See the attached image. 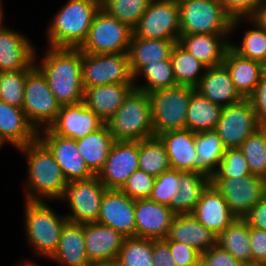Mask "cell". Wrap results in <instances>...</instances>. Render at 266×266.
Here are the masks:
<instances>
[{
	"label": "cell",
	"instance_id": "1",
	"mask_svg": "<svg viewBox=\"0 0 266 266\" xmlns=\"http://www.w3.org/2000/svg\"><path fill=\"white\" fill-rule=\"evenodd\" d=\"M41 62L34 64L45 76L58 103L76 104L83 101L82 52L78 48H45Z\"/></svg>",
	"mask_w": 266,
	"mask_h": 266
},
{
	"label": "cell",
	"instance_id": "2",
	"mask_svg": "<svg viewBox=\"0 0 266 266\" xmlns=\"http://www.w3.org/2000/svg\"><path fill=\"white\" fill-rule=\"evenodd\" d=\"M18 150L26 155L27 159L24 200H59L68 182L48 147L37 137Z\"/></svg>",
	"mask_w": 266,
	"mask_h": 266
},
{
	"label": "cell",
	"instance_id": "3",
	"mask_svg": "<svg viewBox=\"0 0 266 266\" xmlns=\"http://www.w3.org/2000/svg\"><path fill=\"white\" fill-rule=\"evenodd\" d=\"M100 8L99 0H69L47 25L48 47L79 48Z\"/></svg>",
	"mask_w": 266,
	"mask_h": 266
},
{
	"label": "cell",
	"instance_id": "4",
	"mask_svg": "<svg viewBox=\"0 0 266 266\" xmlns=\"http://www.w3.org/2000/svg\"><path fill=\"white\" fill-rule=\"evenodd\" d=\"M45 201H25L24 231L27 242L37 256L49 259L56 251L65 215H59Z\"/></svg>",
	"mask_w": 266,
	"mask_h": 266
},
{
	"label": "cell",
	"instance_id": "5",
	"mask_svg": "<svg viewBox=\"0 0 266 266\" xmlns=\"http://www.w3.org/2000/svg\"><path fill=\"white\" fill-rule=\"evenodd\" d=\"M115 141L139 142L154 136L148 94L134 88L105 123Z\"/></svg>",
	"mask_w": 266,
	"mask_h": 266
},
{
	"label": "cell",
	"instance_id": "6",
	"mask_svg": "<svg viewBox=\"0 0 266 266\" xmlns=\"http://www.w3.org/2000/svg\"><path fill=\"white\" fill-rule=\"evenodd\" d=\"M180 35L231 34L233 19L221 0H178Z\"/></svg>",
	"mask_w": 266,
	"mask_h": 266
},
{
	"label": "cell",
	"instance_id": "7",
	"mask_svg": "<svg viewBox=\"0 0 266 266\" xmlns=\"http://www.w3.org/2000/svg\"><path fill=\"white\" fill-rule=\"evenodd\" d=\"M194 87L176 85L148 93L154 136L186 129V116Z\"/></svg>",
	"mask_w": 266,
	"mask_h": 266
},
{
	"label": "cell",
	"instance_id": "8",
	"mask_svg": "<svg viewBox=\"0 0 266 266\" xmlns=\"http://www.w3.org/2000/svg\"><path fill=\"white\" fill-rule=\"evenodd\" d=\"M132 35V28L100 8L93 19L86 40L78 49L88 54L126 53Z\"/></svg>",
	"mask_w": 266,
	"mask_h": 266
},
{
	"label": "cell",
	"instance_id": "9",
	"mask_svg": "<svg viewBox=\"0 0 266 266\" xmlns=\"http://www.w3.org/2000/svg\"><path fill=\"white\" fill-rule=\"evenodd\" d=\"M60 107L45 76L35 66L27 74L25 82L22 109L28 122L37 132L48 128L56 119Z\"/></svg>",
	"mask_w": 266,
	"mask_h": 266
},
{
	"label": "cell",
	"instance_id": "10",
	"mask_svg": "<svg viewBox=\"0 0 266 266\" xmlns=\"http://www.w3.org/2000/svg\"><path fill=\"white\" fill-rule=\"evenodd\" d=\"M82 81L84 87L134 84L128 52L116 54L82 52Z\"/></svg>",
	"mask_w": 266,
	"mask_h": 266
},
{
	"label": "cell",
	"instance_id": "11",
	"mask_svg": "<svg viewBox=\"0 0 266 266\" xmlns=\"http://www.w3.org/2000/svg\"><path fill=\"white\" fill-rule=\"evenodd\" d=\"M106 190L96 175L86 180L69 181L59 199L68 203L71 211L65 215L68 221L80 224L97 222Z\"/></svg>",
	"mask_w": 266,
	"mask_h": 266
},
{
	"label": "cell",
	"instance_id": "12",
	"mask_svg": "<svg viewBox=\"0 0 266 266\" xmlns=\"http://www.w3.org/2000/svg\"><path fill=\"white\" fill-rule=\"evenodd\" d=\"M179 18L178 0H151L133 29V34L144 39L173 40L178 43Z\"/></svg>",
	"mask_w": 266,
	"mask_h": 266
},
{
	"label": "cell",
	"instance_id": "13",
	"mask_svg": "<svg viewBox=\"0 0 266 266\" xmlns=\"http://www.w3.org/2000/svg\"><path fill=\"white\" fill-rule=\"evenodd\" d=\"M261 126L250 101L243 98L235 104L222 107L215 131L226 149L239 148Z\"/></svg>",
	"mask_w": 266,
	"mask_h": 266
},
{
	"label": "cell",
	"instance_id": "14",
	"mask_svg": "<svg viewBox=\"0 0 266 266\" xmlns=\"http://www.w3.org/2000/svg\"><path fill=\"white\" fill-rule=\"evenodd\" d=\"M231 212L237 218H244L266 195V186L260 176L247 175L231 179H211Z\"/></svg>",
	"mask_w": 266,
	"mask_h": 266
},
{
	"label": "cell",
	"instance_id": "15",
	"mask_svg": "<svg viewBox=\"0 0 266 266\" xmlns=\"http://www.w3.org/2000/svg\"><path fill=\"white\" fill-rule=\"evenodd\" d=\"M139 142L115 141L103 168L96 175L107 189L120 190L139 169Z\"/></svg>",
	"mask_w": 266,
	"mask_h": 266
},
{
	"label": "cell",
	"instance_id": "16",
	"mask_svg": "<svg viewBox=\"0 0 266 266\" xmlns=\"http://www.w3.org/2000/svg\"><path fill=\"white\" fill-rule=\"evenodd\" d=\"M38 138L52 152L67 182L86 180L94 176L80 155L76 140L58 136L49 128L38 131Z\"/></svg>",
	"mask_w": 266,
	"mask_h": 266
},
{
	"label": "cell",
	"instance_id": "17",
	"mask_svg": "<svg viewBox=\"0 0 266 266\" xmlns=\"http://www.w3.org/2000/svg\"><path fill=\"white\" fill-rule=\"evenodd\" d=\"M136 200L118 189H107L97 222L109 226L127 237H136Z\"/></svg>",
	"mask_w": 266,
	"mask_h": 266
},
{
	"label": "cell",
	"instance_id": "18",
	"mask_svg": "<svg viewBox=\"0 0 266 266\" xmlns=\"http://www.w3.org/2000/svg\"><path fill=\"white\" fill-rule=\"evenodd\" d=\"M104 124L105 122L82 101L62 105L56 119L48 128L58 136L77 140L97 131Z\"/></svg>",
	"mask_w": 266,
	"mask_h": 266
},
{
	"label": "cell",
	"instance_id": "19",
	"mask_svg": "<svg viewBox=\"0 0 266 266\" xmlns=\"http://www.w3.org/2000/svg\"><path fill=\"white\" fill-rule=\"evenodd\" d=\"M175 213L150 198L137 199L135 205L136 237L166 239Z\"/></svg>",
	"mask_w": 266,
	"mask_h": 266
},
{
	"label": "cell",
	"instance_id": "20",
	"mask_svg": "<svg viewBox=\"0 0 266 266\" xmlns=\"http://www.w3.org/2000/svg\"><path fill=\"white\" fill-rule=\"evenodd\" d=\"M36 52L24 34L9 27L0 31V72L27 70Z\"/></svg>",
	"mask_w": 266,
	"mask_h": 266
},
{
	"label": "cell",
	"instance_id": "21",
	"mask_svg": "<svg viewBox=\"0 0 266 266\" xmlns=\"http://www.w3.org/2000/svg\"><path fill=\"white\" fill-rule=\"evenodd\" d=\"M192 215L217 236L237 219L212 183L203 191Z\"/></svg>",
	"mask_w": 266,
	"mask_h": 266
},
{
	"label": "cell",
	"instance_id": "22",
	"mask_svg": "<svg viewBox=\"0 0 266 266\" xmlns=\"http://www.w3.org/2000/svg\"><path fill=\"white\" fill-rule=\"evenodd\" d=\"M85 248L89 261L116 260L125 236L98 222L84 224Z\"/></svg>",
	"mask_w": 266,
	"mask_h": 266
},
{
	"label": "cell",
	"instance_id": "23",
	"mask_svg": "<svg viewBox=\"0 0 266 266\" xmlns=\"http://www.w3.org/2000/svg\"><path fill=\"white\" fill-rule=\"evenodd\" d=\"M231 34L180 35L178 44L207 68L223 64ZM229 37V38H228Z\"/></svg>",
	"mask_w": 266,
	"mask_h": 266
},
{
	"label": "cell",
	"instance_id": "24",
	"mask_svg": "<svg viewBox=\"0 0 266 266\" xmlns=\"http://www.w3.org/2000/svg\"><path fill=\"white\" fill-rule=\"evenodd\" d=\"M195 90L221 107L235 104L243 99L224 64L206 68Z\"/></svg>",
	"mask_w": 266,
	"mask_h": 266
},
{
	"label": "cell",
	"instance_id": "25",
	"mask_svg": "<svg viewBox=\"0 0 266 266\" xmlns=\"http://www.w3.org/2000/svg\"><path fill=\"white\" fill-rule=\"evenodd\" d=\"M38 132L28 122L22 108L0 100V143L12 144L16 149L33 142Z\"/></svg>",
	"mask_w": 266,
	"mask_h": 266
},
{
	"label": "cell",
	"instance_id": "26",
	"mask_svg": "<svg viewBox=\"0 0 266 266\" xmlns=\"http://www.w3.org/2000/svg\"><path fill=\"white\" fill-rule=\"evenodd\" d=\"M134 88V84H110L84 87L83 102L87 108L92 110L106 123Z\"/></svg>",
	"mask_w": 266,
	"mask_h": 266
},
{
	"label": "cell",
	"instance_id": "27",
	"mask_svg": "<svg viewBox=\"0 0 266 266\" xmlns=\"http://www.w3.org/2000/svg\"><path fill=\"white\" fill-rule=\"evenodd\" d=\"M166 239L185 243L200 253L217 244V235L197 221L192 214L175 215Z\"/></svg>",
	"mask_w": 266,
	"mask_h": 266
},
{
	"label": "cell",
	"instance_id": "28",
	"mask_svg": "<svg viewBox=\"0 0 266 266\" xmlns=\"http://www.w3.org/2000/svg\"><path fill=\"white\" fill-rule=\"evenodd\" d=\"M163 142L171 169L194 172V162L198 157L195 148V133L189 129L168 131L159 134Z\"/></svg>",
	"mask_w": 266,
	"mask_h": 266
},
{
	"label": "cell",
	"instance_id": "29",
	"mask_svg": "<svg viewBox=\"0 0 266 266\" xmlns=\"http://www.w3.org/2000/svg\"><path fill=\"white\" fill-rule=\"evenodd\" d=\"M49 260L62 266H86L89 263L84 224L69 221L64 224L56 251Z\"/></svg>",
	"mask_w": 266,
	"mask_h": 266
},
{
	"label": "cell",
	"instance_id": "30",
	"mask_svg": "<svg viewBox=\"0 0 266 266\" xmlns=\"http://www.w3.org/2000/svg\"><path fill=\"white\" fill-rule=\"evenodd\" d=\"M223 64L229 70L233 84L243 98H248L263 78L262 63L240 56L230 47Z\"/></svg>",
	"mask_w": 266,
	"mask_h": 266
},
{
	"label": "cell",
	"instance_id": "31",
	"mask_svg": "<svg viewBox=\"0 0 266 266\" xmlns=\"http://www.w3.org/2000/svg\"><path fill=\"white\" fill-rule=\"evenodd\" d=\"M211 183V179L198 172L178 171L177 194L171 198L168 206L176 215L192 214L203 191Z\"/></svg>",
	"mask_w": 266,
	"mask_h": 266
},
{
	"label": "cell",
	"instance_id": "32",
	"mask_svg": "<svg viewBox=\"0 0 266 266\" xmlns=\"http://www.w3.org/2000/svg\"><path fill=\"white\" fill-rule=\"evenodd\" d=\"M175 45L173 40L144 39L133 34L128 50L133 76L149 63L170 59Z\"/></svg>",
	"mask_w": 266,
	"mask_h": 266
},
{
	"label": "cell",
	"instance_id": "33",
	"mask_svg": "<svg viewBox=\"0 0 266 266\" xmlns=\"http://www.w3.org/2000/svg\"><path fill=\"white\" fill-rule=\"evenodd\" d=\"M114 142L113 135L106 124L97 131L76 140L80 155L94 175H97L103 168Z\"/></svg>",
	"mask_w": 266,
	"mask_h": 266
},
{
	"label": "cell",
	"instance_id": "34",
	"mask_svg": "<svg viewBox=\"0 0 266 266\" xmlns=\"http://www.w3.org/2000/svg\"><path fill=\"white\" fill-rule=\"evenodd\" d=\"M195 148L198 157L194 162V172L211 179L226 150L221 138L215 130L195 133Z\"/></svg>",
	"mask_w": 266,
	"mask_h": 266
},
{
	"label": "cell",
	"instance_id": "35",
	"mask_svg": "<svg viewBox=\"0 0 266 266\" xmlns=\"http://www.w3.org/2000/svg\"><path fill=\"white\" fill-rule=\"evenodd\" d=\"M222 107L198 91L192 92L186 116V129L193 133L215 130Z\"/></svg>",
	"mask_w": 266,
	"mask_h": 266
},
{
	"label": "cell",
	"instance_id": "36",
	"mask_svg": "<svg viewBox=\"0 0 266 266\" xmlns=\"http://www.w3.org/2000/svg\"><path fill=\"white\" fill-rule=\"evenodd\" d=\"M217 244L242 264H252L250 227L244 218H237L218 236Z\"/></svg>",
	"mask_w": 266,
	"mask_h": 266
},
{
	"label": "cell",
	"instance_id": "37",
	"mask_svg": "<svg viewBox=\"0 0 266 266\" xmlns=\"http://www.w3.org/2000/svg\"><path fill=\"white\" fill-rule=\"evenodd\" d=\"M245 21L249 22L254 28L249 29L243 34L240 45H236L230 40V48L240 56L262 63L266 58V30L263 29L253 19H235L232 22L231 33ZM251 22V23H250Z\"/></svg>",
	"mask_w": 266,
	"mask_h": 266
},
{
	"label": "cell",
	"instance_id": "38",
	"mask_svg": "<svg viewBox=\"0 0 266 266\" xmlns=\"http://www.w3.org/2000/svg\"><path fill=\"white\" fill-rule=\"evenodd\" d=\"M170 60L177 85L195 88L207 68L178 43H176L172 50Z\"/></svg>",
	"mask_w": 266,
	"mask_h": 266
},
{
	"label": "cell",
	"instance_id": "39",
	"mask_svg": "<svg viewBox=\"0 0 266 266\" xmlns=\"http://www.w3.org/2000/svg\"><path fill=\"white\" fill-rule=\"evenodd\" d=\"M140 75L144 84H137V79ZM174 71L172 69V63L170 59L156 61L155 63H149L143 66L134 75V86L136 89L145 91L147 94L159 89H166L176 86Z\"/></svg>",
	"mask_w": 266,
	"mask_h": 266
},
{
	"label": "cell",
	"instance_id": "40",
	"mask_svg": "<svg viewBox=\"0 0 266 266\" xmlns=\"http://www.w3.org/2000/svg\"><path fill=\"white\" fill-rule=\"evenodd\" d=\"M138 163L140 170L154 177L171 169L165 146L158 136L139 141Z\"/></svg>",
	"mask_w": 266,
	"mask_h": 266
},
{
	"label": "cell",
	"instance_id": "41",
	"mask_svg": "<svg viewBox=\"0 0 266 266\" xmlns=\"http://www.w3.org/2000/svg\"><path fill=\"white\" fill-rule=\"evenodd\" d=\"M116 261L118 266H153V239L125 238Z\"/></svg>",
	"mask_w": 266,
	"mask_h": 266
},
{
	"label": "cell",
	"instance_id": "42",
	"mask_svg": "<svg viewBox=\"0 0 266 266\" xmlns=\"http://www.w3.org/2000/svg\"><path fill=\"white\" fill-rule=\"evenodd\" d=\"M151 0H102L101 8L134 29Z\"/></svg>",
	"mask_w": 266,
	"mask_h": 266
},
{
	"label": "cell",
	"instance_id": "43",
	"mask_svg": "<svg viewBox=\"0 0 266 266\" xmlns=\"http://www.w3.org/2000/svg\"><path fill=\"white\" fill-rule=\"evenodd\" d=\"M34 67L33 63L27 70L0 72V100L22 108L27 74Z\"/></svg>",
	"mask_w": 266,
	"mask_h": 266
},
{
	"label": "cell",
	"instance_id": "44",
	"mask_svg": "<svg viewBox=\"0 0 266 266\" xmlns=\"http://www.w3.org/2000/svg\"><path fill=\"white\" fill-rule=\"evenodd\" d=\"M239 148L248 162L251 174L261 176L266 162V126L258 128Z\"/></svg>",
	"mask_w": 266,
	"mask_h": 266
},
{
	"label": "cell",
	"instance_id": "45",
	"mask_svg": "<svg viewBox=\"0 0 266 266\" xmlns=\"http://www.w3.org/2000/svg\"><path fill=\"white\" fill-rule=\"evenodd\" d=\"M247 175H251V172L240 148H227L211 179H231Z\"/></svg>",
	"mask_w": 266,
	"mask_h": 266
},
{
	"label": "cell",
	"instance_id": "46",
	"mask_svg": "<svg viewBox=\"0 0 266 266\" xmlns=\"http://www.w3.org/2000/svg\"><path fill=\"white\" fill-rule=\"evenodd\" d=\"M178 170L169 169L155 178L150 199L162 205L169 206L171 198L177 194Z\"/></svg>",
	"mask_w": 266,
	"mask_h": 266
},
{
	"label": "cell",
	"instance_id": "47",
	"mask_svg": "<svg viewBox=\"0 0 266 266\" xmlns=\"http://www.w3.org/2000/svg\"><path fill=\"white\" fill-rule=\"evenodd\" d=\"M155 178L138 169L132 173L120 190L134 200L150 198Z\"/></svg>",
	"mask_w": 266,
	"mask_h": 266
},
{
	"label": "cell",
	"instance_id": "48",
	"mask_svg": "<svg viewBox=\"0 0 266 266\" xmlns=\"http://www.w3.org/2000/svg\"><path fill=\"white\" fill-rule=\"evenodd\" d=\"M264 0H221L225 12L233 19H252Z\"/></svg>",
	"mask_w": 266,
	"mask_h": 266
},
{
	"label": "cell",
	"instance_id": "49",
	"mask_svg": "<svg viewBox=\"0 0 266 266\" xmlns=\"http://www.w3.org/2000/svg\"><path fill=\"white\" fill-rule=\"evenodd\" d=\"M170 253L177 266H200L201 253L178 241H169Z\"/></svg>",
	"mask_w": 266,
	"mask_h": 266
},
{
	"label": "cell",
	"instance_id": "50",
	"mask_svg": "<svg viewBox=\"0 0 266 266\" xmlns=\"http://www.w3.org/2000/svg\"><path fill=\"white\" fill-rule=\"evenodd\" d=\"M240 264L242 263L218 244L201 253L200 266H239Z\"/></svg>",
	"mask_w": 266,
	"mask_h": 266
},
{
	"label": "cell",
	"instance_id": "51",
	"mask_svg": "<svg viewBox=\"0 0 266 266\" xmlns=\"http://www.w3.org/2000/svg\"><path fill=\"white\" fill-rule=\"evenodd\" d=\"M250 248L252 264L263 266L266 263V231L250 228Z\"/></svg>",
	"mask_w": 266,
	"mask_h": 266
},
{
	"label": "cell",
	"instance_id": "52",
	"mask_svg": "<svg viewBox=\"0 0 266 266\" xmlns=\"http://www.w3.org/2000/svg\"><path fill=\"white\" fill-rule=\"evenodd\" d=\"M248 100L254 109L258 122L266 126V77L258 82Z\"/></svg>",
	"mask_w": 266,
	"mask_h": 266
},
{
	"label": "cell",
	"instance_id": "53",
	"mask_svg": "<svg viewBox=\"0 0 266 266\" xmlns=\"http://www.w3.org/2000/svg\"><path fill=\"white\" fill-rule=\"evenodd\" d=\"M153 266H177L167 239H153Z\"/></svg>",
	"mask_w": 266,
	"mask_h": 266
},
{
	"label": "cell",
	"instance_id": "54",
	"mask_svg": "<svg viewBox=\"0 0 266 266\" xmlns=\"http://www.w3.org/2000/svg\"><path fill=\"white\" fill-rule=\"evenodd\" d=\"M250 228L266 231V195L244 217Z\"/></svg>",
	"mask_w": 266,
	"mask_h": 266
},
{
	"label": "cell",
	"instance_id": "55",
	"mask_svg": "<svg viewBox=\"0 0 266 266\" xmlns=\"http://www.w3.org/2000/svg\"><path fill=\"white\" fill-rule=\"evenodd\" d=\"M252 19L266 30V0L258 6L256 15Z\"/></svg>",
	"mask_w": 266,
	"mask_h": 266
},
{
	"label": "cell",
	"instance_id": "56",
	"mask_svg": "<svg viewBox=\"0 0 266 266\" xmlns=\"http://www.w3.org/2000/svg\"><path fill=\"white\" fill-rule=\"evenodd\" d=\"M86 266H118L116 260L89 261Z\"/></svg>",
	"mask_w": 266,
	"mask_h": 266
},
{
	"label": "cell",
	"instance_id": "57",
	"mask_svg": "<svg viewBox=\"0 0 266 266\" xmlns=\"http://www.w3.org/2000/svg\"><path fill=\"white\" fill-rule=\"evenodd\" d=\"M2 1L3 0H0V31L6 28V25H4L5 23L3 22L4 21V13H3L4 4Z\"/></svg>",
	"mask_w": 266,
	"mask_h": 266
},
{
	"label": "cell",
	"instance_id": "58",
	"mask_svg": "<svg viewBox=\"0 0 266 266\" xmlns=\"http://www.w3.org/2000/svg\"><path fill=\"white\" fill-rule=\"evenodd\" d=\"M16 266H39V265L35 264L31 260H26L25 259L22 264H17Z\"/></svg>",
	"mask_w": 266,
	"mask_h": 266
},
{
	"label": "cell",
	"instance_id": "59",
	"mask_svg": "<svg viewBox=\"0 0 266 266\" xmlns=\"http://www.w3.org/2000/svg\"><path fill=\"white\" fill-rule=\"evenodd\" d=\"M265 158H266V149H265ZM264 185L266 186V162H265V169L263 171V174L260 176Z\"/></svg>",
	"mask_w": 266,
	"mask_h": 266
},
{
	"label": "cell",
	"instance_id": "60",
	"mask_svg": "<svg viewBox=\"0 0 266 266\" xmlns=\"http://www.w3.org/2000/svg\"><path fill=\"white\" fill-rule=\"evenodd\" d=\"M262 73H263V77H266V58L262 62Z\"/></svg>",
	"mask_w": 266,
	"mask_h": 266
},
{
	"label": "cell",
	"instance_id": "61",
	"mask_svg": "<svg viewBox=\"0 0 266 266\" xmlns=\"http://www.w3.org/2000/svg\"><path fill=\"white\" fill-rule=\"evenodd\" d=\"M239 266H258V265H255V264H240Z\"/></svg>",
	"mask_w": 266,
	"mask_h": 266
}]
</instances>
